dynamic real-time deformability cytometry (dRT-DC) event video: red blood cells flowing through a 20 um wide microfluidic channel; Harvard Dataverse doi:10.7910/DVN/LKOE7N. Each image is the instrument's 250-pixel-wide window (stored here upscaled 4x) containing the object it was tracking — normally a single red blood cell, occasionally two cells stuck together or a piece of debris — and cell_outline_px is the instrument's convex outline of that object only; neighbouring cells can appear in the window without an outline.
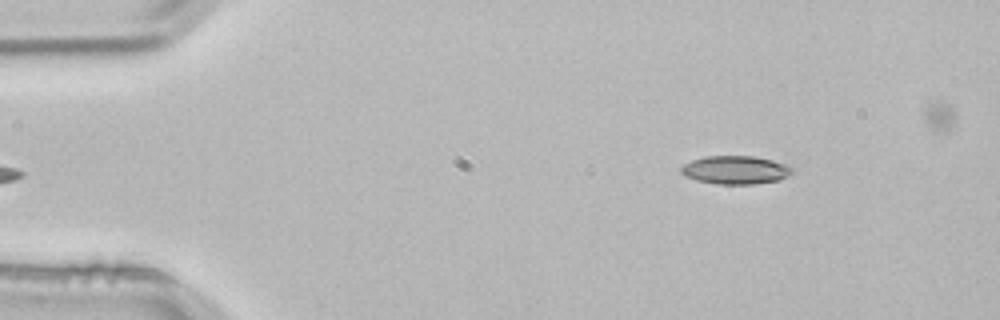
{"species": "common noctule bat (a hibernating species)", "species_latin": "Nyctalus noctula", "temperature_condition": "room temperature", "stored_images_in_passage": 4, "segment_of_instrument_passage": [2, 2], "camera_frame_rate_fps": 3000, "um_per_image_px": 0.085, "animal": {"sex": "male", "body_mass_g": 21.5, "forearm_length_mm": 52.0}, "frame": {"image": 1, "passage_image": 4, "time_ms": 1.0, "image_size_px": [1000, 320], "cell_outline_px": [[792, 172], [788, 176], [780, 180], [756, 184], [716, 184], [696, 180], [684, 176], [680, 172], [680, 168], [684, 164], [692, 160], [704, 156], [756, 156], [772, 160], [784, 164], [792, 168]], "centroid_in_image_um": [62.49, 14.45], "position_along_channel_um": 22.5, "area_um2": 18.44}}